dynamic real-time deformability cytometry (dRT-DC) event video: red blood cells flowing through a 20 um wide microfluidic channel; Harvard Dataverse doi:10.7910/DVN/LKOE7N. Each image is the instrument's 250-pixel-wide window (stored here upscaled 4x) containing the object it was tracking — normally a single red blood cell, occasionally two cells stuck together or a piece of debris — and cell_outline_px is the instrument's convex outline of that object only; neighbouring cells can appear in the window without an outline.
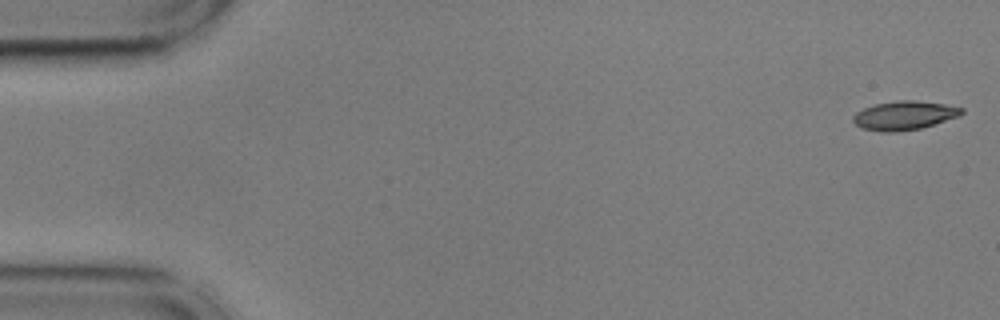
{"species": "common noctule bat (a hibernating species)", "species_latin": "Nyctalus noctula", "temperature_condition": "cold", "stored_images_in_passage": 53, "camera_frame_rate_fps": 3000, "um_per_image_px": 0.085, "animal": {"sex": "male", "body_mass_g": 17.9, "forearm_length_mm": 54.2}, "frame": {"image": 1, "passage_image": 1, "time_ms": 0.0, "image_size_px": [1000, 320], "cell_outline_px": [[964, 112], [960, 116], [920, 128], [896, 132], [880, 132], [864, 128], [856, 124], [852, 120], [852, 116], [856, 112], [864, 108], [876, 104], [896, 100], [916, 100], [944, 104], [964, 108]], "centroid_in_image_um": [76.87, 9.8], "position_along_channel_um": 8.1, "area_um2": 18.21}}
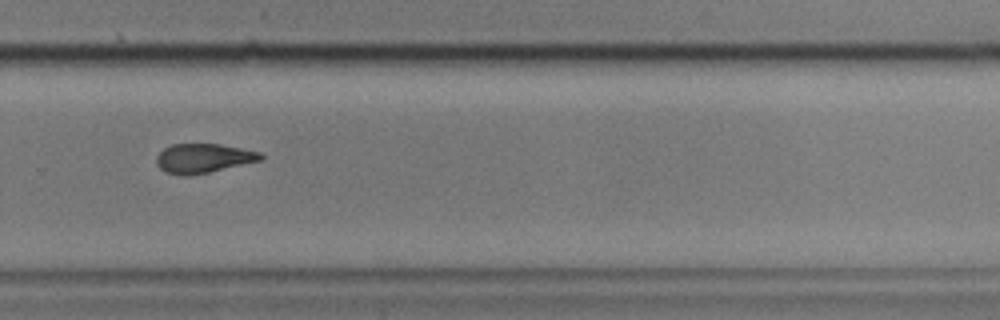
{"frame": {"image": 2, "passage_image": 37, "time_ms": 12.0, "image_size_px": [1000, 320], "cell_outline_px": [[264, 160], [208, 172], [184, 176], [164, 172], [156, 164], [156, 156], [164, 148], [172, 144], [220, 144], [260, 152], [264, 156]], "centroid_in_image_um": [17.28, 13.45], "position_along_channel_um": 312.5, "area_um2": 17.8}}
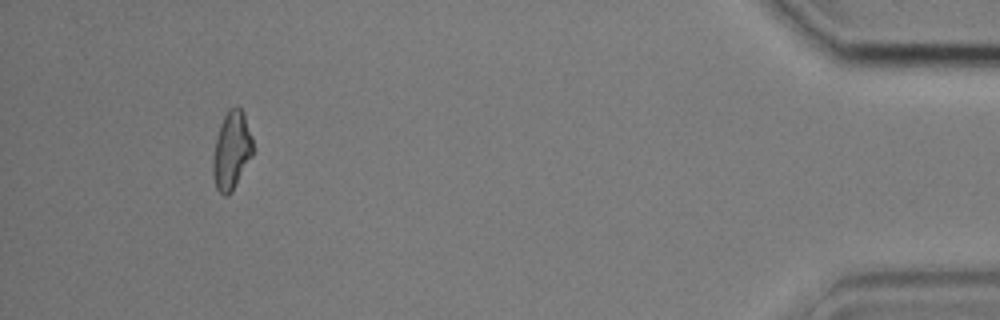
{"frame": {"image": 3, "passage_image": 51, "time_ms": 16.667, "image_size_px": [1000, 320], "cell_outline_px": [[252, 156], [232, 192], [228, 196], [224, 196], [216, 188], [212, 176], [212, 160], [216, 136], [220, 124], [228, 108], [240, 108], [244, 112], [252, 136]], "centroid_in_image_um": [19.66, 12.81], "position_along_channel_um": 415.5, "area_um2": 18.32}, "authors_computed_cell_mechanics": {"area_um2": 18.4382, "velocity_mm_per_s": 3.6312, "shape_relaxation_time_tau1_ms": 5.5533, "shape_relaxation_time_tau2_ms": 8.8231, "deformation_change_tau1": 0.135, "deformation_change_tau2": 0.1879}}